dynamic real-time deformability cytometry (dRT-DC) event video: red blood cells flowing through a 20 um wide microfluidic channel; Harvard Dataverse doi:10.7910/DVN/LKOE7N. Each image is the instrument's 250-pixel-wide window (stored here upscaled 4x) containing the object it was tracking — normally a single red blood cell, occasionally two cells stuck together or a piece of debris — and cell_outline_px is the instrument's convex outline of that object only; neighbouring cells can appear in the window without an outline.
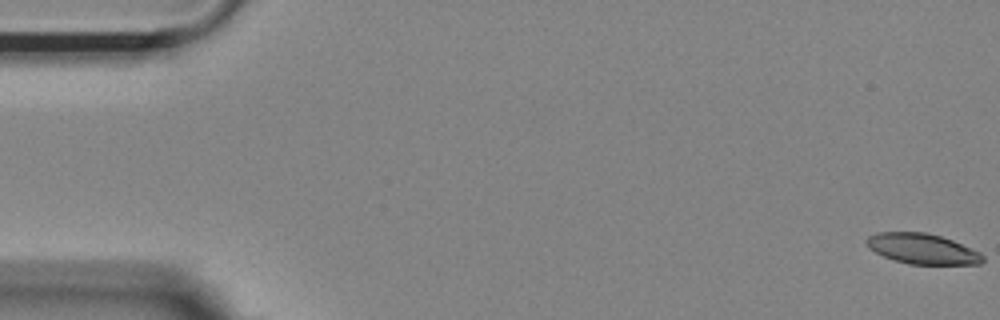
{"species": "Egyptian fruit bat (a non-hibernating species)", "species_latin": "Rousettus aegyptiacus", "temperature_condition": "room temperature", "stored_images_in_passage": 55, "camera_frame_rate_fps": 3000, "um_per_image_px": 0.085, "animal": {"sex": "female"}, "frame": {"image": 1, "passage_image": 1, "time_ms": 0.0, "image_size_px": [1000, 320], "cell_outline_px": [[984, 260], [980, 264], [908, 264], [884, 256], [876, 252], [864, 240], [868, 236], [876, 232], [924, 232], [940, 236], [952, 240], [980, 252], [984, 256]], "centroid_in_image_um": [78.42, 21.14], "position_along_channel_um": 6.6, "area_um2": 20.35}}
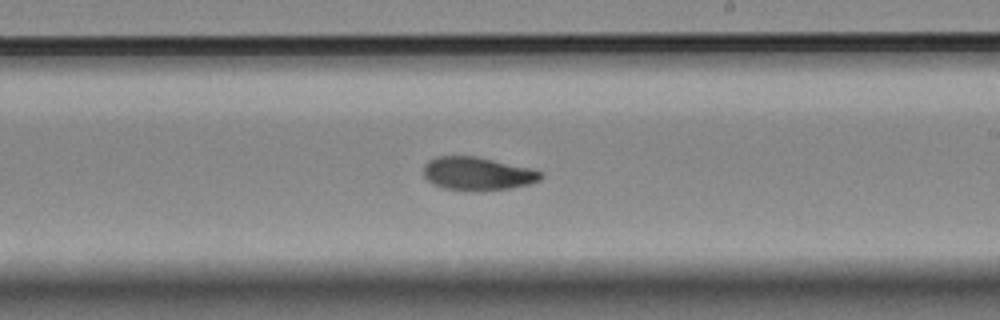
{"frame": {"image": 2, "passage_image": 32, "time_ms": 10.333, "image_size_px": [1000, 320], "cell_outline_px": [[544, 176], [540, 180], [532, 184], [508, 188], [444, 188], [432, 184], [424, 176], [424, 164], [428, 160], [436, 156], [476, 156], [532, 168], [544, 172]], "centroid_in_image_um": [40.62, 14.71], "position_along_channel_um": 248.4, "area_um2": 22.2}}
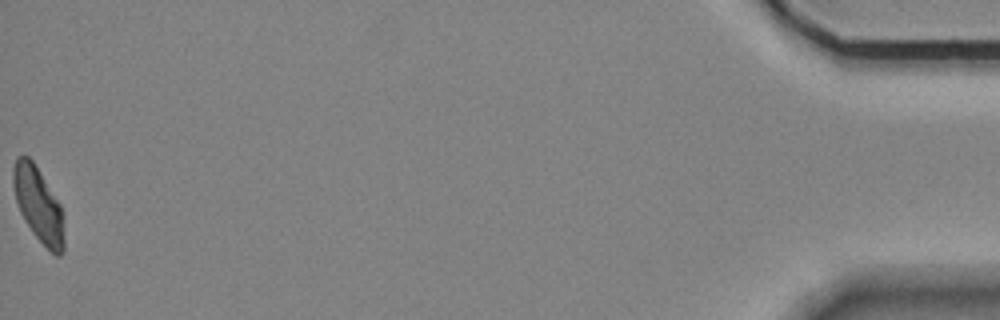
{"frame": {"image": 3, "passage_image": 55, "time_ms": 18.0, "image_size_px": [1000, 320], "cell_outline_px": [[64, 252], [60, 256], [56, 256], [32, 232], [24, 220], [20, 212], [16, 200], [12, 184], [12, 168], [16, 156], [28, 156], [32, 160], [60, 204], [64, 240]], "centroid_in_image_um": [3.23, 17.38], "position_along_channel_um": 432.0, "area_um2": 21.85}, "authors_computed_cell_mechanics": {"area_um2": 22.3686, "velocity_mm_per_s": 3.6828, "shape_relaxation_time_tau1_ms": null, "shape_relaxation_time_tau2_ms": 5.1161, "deformation_change_tau1": null, "deformation_change_tau2": 0.0984}}